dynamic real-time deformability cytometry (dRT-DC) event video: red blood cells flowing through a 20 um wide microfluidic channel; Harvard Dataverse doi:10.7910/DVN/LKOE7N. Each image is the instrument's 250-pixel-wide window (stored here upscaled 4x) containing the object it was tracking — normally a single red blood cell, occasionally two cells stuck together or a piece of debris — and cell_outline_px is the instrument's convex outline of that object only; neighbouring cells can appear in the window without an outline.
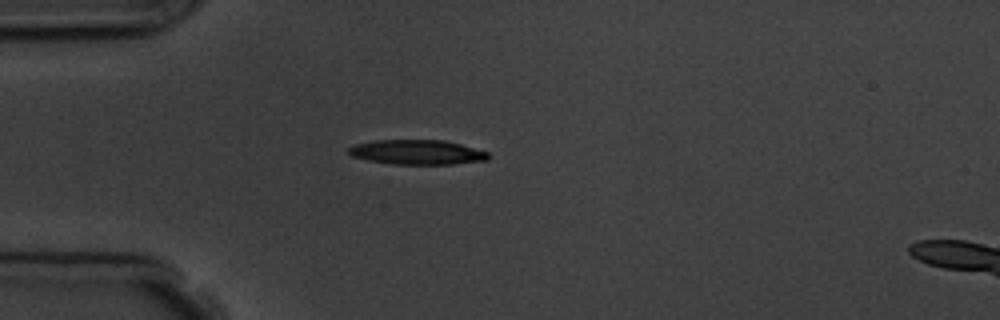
{"species": "common noctule bat (a hibernating species)", "species_latin": "Nyctalus noctula", "temperature_condition": "room temperature", "stored_images_in_passage": 3, "camera_frame_rate_fps": 3000, "um_per_image_px": 0.085, "animal": {"sex": "male", "body_mass_g": 19.5, "forearm_length_mm": 54.6}, "frame": {"image": 1, "passage_image": 3, "time_ms": 2.333, "image_size_px": [1000, 320], "cell_outline_px": [[488, 160], [452, 164], [392, 164], [368, 160], [352, 156], [348, 152], [348, 148], [356, 144], [372, 140], [444, 140], [460, 144], [488, 152]], "centroid_in_image_um": [35.44, 12.93], "position_along_channel_um": 49.6, "area_um2": 20.0}}